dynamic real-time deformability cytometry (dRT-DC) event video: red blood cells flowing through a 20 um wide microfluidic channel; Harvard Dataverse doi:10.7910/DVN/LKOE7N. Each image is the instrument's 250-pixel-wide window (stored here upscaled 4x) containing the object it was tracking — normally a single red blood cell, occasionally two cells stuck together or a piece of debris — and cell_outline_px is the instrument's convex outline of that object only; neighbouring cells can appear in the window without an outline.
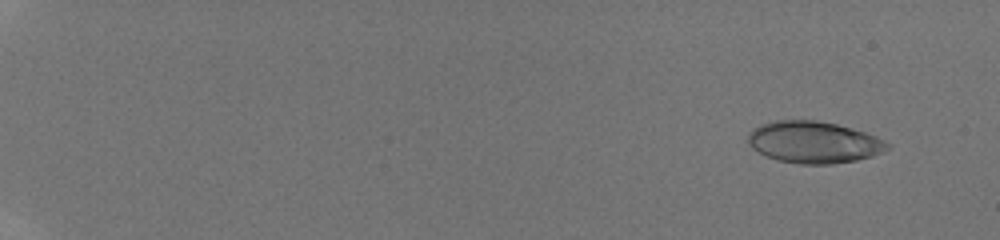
{"species": "human", "species_latin": "Homo sapiens", "temperature_condition": "room temperature", "stored_images_in_passage": 16, "camera_frame_rate_fps": 3000, "um_per_image_px": 0.085, "donor": {"sex": "male"}, "frame": {"image": 1, "passage_image": 2, "time_ms": 0.667, "image_size_px": [1000, 240], "cell_outline_px": [[892, 148], [872, 156], [856, 160], [832, 164], [800, 164], [780, 160], [764, 156], [752, 148], [748, 144], [748, 132], [760, 124], [776, 120], [816, 120], [836, 124], [864, 132], [876, 136], [892, 144]], "centroid_in_image_um": [69.17, 12.09], "position_along_channel_um": 15.8, "area_um2": 34.1}}
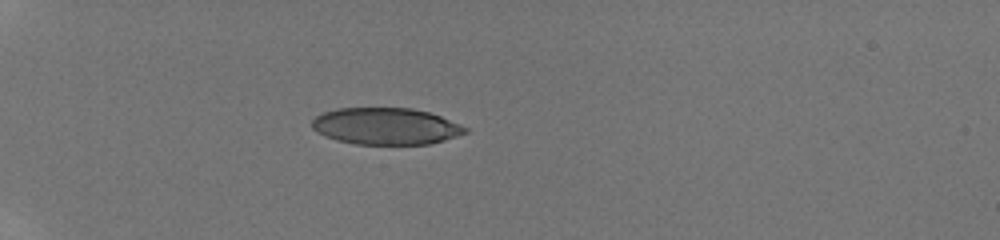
{"frame": {"image": 2, "passage_image": 9, "time_ms": 5.333, "image_size_px": [1000, 240], "cell_outline_px": [[468, 132], [444, 140], [428, 144], [356, 144], [336, 140], [324, 136], [316, 132], [312, 128], [312, 120], [316, 116], [324, 112], [336, 108], [412, 108], [428, 112], [440, 116], [460, 124], [468, 128]], "centroid_in_image_um": [32.77, 10.73], "position_along_channel_um": 52.2, "area_um2": 32.83}}
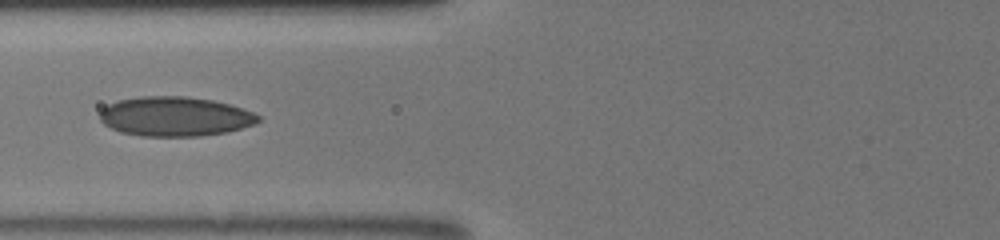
{"frame": {"image": 3, "passage_image": 14, "time_ms": 7.667, "image_size_px": [1000, 240], "cell_outline_px": [[260, 120], [256, 124], [228, 132], [200, 136], [140, 136], [120, 132], [104, 124], [100, 120], [100, 112], [108, 104], [120, 100], [140, 96], [184, 96], [212, 100], [228, 104], [252, 112], [260, 116]], "centroid_in_image_um": [14.88, 9.91], "position_along_channel_um": 110.9, "area_um2": 36.47}}